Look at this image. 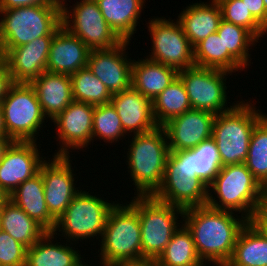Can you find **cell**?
Returning a JSON list of instances; mask_svg holds the SVG:
<instances>
[{"label": "cell", "instance_id": "1", "mask_svg": "<svg viewBox=\"0 0 267 266\" xmlns=\"http://www.w3.org/2000/svg\"><path fill=\"white\" fill-rule=\"evenodd\" d=\"M237 215L208 205L184 210L180 223L191 232L196 252L205 265L212 262L213 266H225L231 259L238 234L248 222Z\"/></svg>", "mask_w": 267, "mask_h": 266}, {"label": "cell", "instance_id": "2", "mask_svg": "<svg viewBox=\"0 0 267 266\" xmlns=\"http://www.w3.org/2000/svg\"><path fill=\"white\" fill-rule=\"evenodd\" d=\"M212 192L215 196L217 194V199ZM266 193L267 190L253 176L245 163L221 166L213 182L208 186L207 205L218 210L235 211L239 212L238 214L242 212L241 216L253 221Z\"/></svg>", "mask_w": 267, "mask_h": 266}, {"label": "cell", "instance_id": "3", "mask_svg": "<svg viewBox=\"0 0 267 266\" xmlns=\"http://www.w3.org/2000/svg\"><path fill=\"white\" fill-rule=\"evenodd\" d=\"M129 204L115 203L110 209L100 242V263L115 266L141 260V227L138 216V195Z\"/></svg>", "mask_w": 267, "mask_h": 266}, {"label": "cell", "instance_id": "4", "mask_svg": "<svg viewBox=\"0 0 267 266\" xmlns=\"http://www.w3.org/2000/svg\"><path fill=\"white\" fill-rule=\"evenodd\" d=\"M127 152L128 173L135 185L134 195H153L161 186L170 153L163 127L132 135Z\"/></svg>", "mask_w": 267, "mask_h": 266}, {"label": "cell", "instance_id": "5", "mask_svg": "<svg viewBox=\"0 0 267 266\" xmlns=\"http://www.w3.org/2000/svg\"><path fill=\"white\" fill-rule=\"evenodd\" d=\"M0 56L38 37L54 36L62 25V5L0 10Z\"/></svg>", "mask_w": 267, "mask_h": 266}, {"label": "cell", "instance_id": "6", "mask_svg": "<svg viewBox=\"0 0 267 266\" xmlns=\"http://www.w3.org/2000/svg\"><path fill=\"white\" fill-rule=\"evenodd\" d=\"M255 105L250 101H237L230 110L216 115L212 139L217 146L221 166L245 163L253 129L266 115Z\"/></svg>", "mask_w": 267, "mask_h": 266}, {"label": "cell", "instance_id": "7", "mask_svg": "<svg viewBox=\"0 0 267 266\" xmlns=\"http://www.w3.org/2000/svg\"><path fill=\"white\" fill-rule=\"evenodd\" d=\"M179 214L183 217L182 208L160 201L153 195H138L141 260H157L163 253L172 235L182 225L177 220Z\"/></svg>", "mask_w": 267, "mask_h": 266}, {"label": "cell", "instance_id": "8", "mask_svg": "<svg viewBox=\"0 0 267 266\" xmlns=\"http://www.w3.org/2000/svg\"><path fill=\"white\" fill-rule=\"evenodd\" d=\"M114 205V201L110 203L100 196L80 189L65 212L56 221L53 234L55 237H57L56 235L65 236L69 243L77 242L78 239L86 241L95 236L96 239H99L104 232L109 211Z\"/></svg>", "mask_w": 267, "mask_h": 266}, {"label": "cell", "instance_id": "9", "mask_svg": "<svg viewBox=\"0 0 267 266\" xmlns=\"http://www.w3.org/2000/svg\"><path fill=\"white\" fill-rule=\"evenodd\" d=\"M7 130L12 141L36 142L47 119L30 83H13L1 101ZM36 136V137H35Z\"/></svg>", "mask_w": 267, "mask_h": 266}, {"label": "cell", "instance_id": "10", "mask_svg": "<svg viewBox=\"0 0 267 266\" xmlns=\"http://www.w3.org/2000/svg\"><path fill=\"white\" fill-rule=\"evenodd\" d=\"M73 5H62V25L90 50L110 49L122 42L105 21L96 0Z\"/></svg>", "mask_w": 267, "mask_h": 266}, {"label": "cell", "instance_id": "11", "mask_svg": "<svg viewBox=\"0 0 267 266\" xmlns=\"http://www.w3.org/2000/svg\"><path fill=\"white\" fill-rule=\"evenodd\" d=\"M152 48L146 58L159 62L178 72L195 66L194 47L183 32L178 20L153 18L148 23Z\"/></svg>", "mask_w": 267, "mask_h": 266}, {"label": "cell", "instance_id": "12", "mask_svg": "<svg viewBox=\"0 0 267 266\" xmlns=\"http://www.w3.org/2000/svg\"><path fill=\"white\" fill-rule=\"evenodd\" d=\"M230 73L223 70L192 66L178 72L192 109L205 110L218 115L230 110L227 104L226 79ZM227 106V107H226Z\"/></svg>", "mask_w": 267, "mask_h": 266}, {"label": "cell", "instance_id": "13", "mask_svg": "<svg viewBox=\"0 0 267 266\" xmlns=\"http://www.w3.org/2000/svg\"><path fill=\"white\" fill-rule=\"evenodd\" d=\"M45 160L39 171L43 177L44 196L50 215L57 221L72 199L80 191L75 187L74 169L70 156H52Z\"/></svg>", "mask_w": 267, "mask_h": 266}, {"label": "cell", "instance_id": "14", "mask_svg": "<svg viewBox=\"0 0 267 266\" xmlns=\"http://www.w3.org/2000/svg\"><path fill=\"white\" fill-rule=\"evenodd\" d=\"M94 110V105L73 100L52 120L61 144L54 156H69L70 150H84L91 144Z\"/></svg>", "mask_w": 267, "mask_h": 266}, {"label": "cell", "instance_id": "15", "mask_svg": "<svg viewBox=\"0 0 267 266\" xmlns=\"http://www.w3.org/2000/svg\"><path fill=\"white\" fill-rule=\"evenodd\" d=\"M37 147V142L13 141L6 149L0 160V191L8 197L21 183L39 172L46 157Z\"/></svg>", "mask_w": 267, "mask_h": 266}, {"label": "cell", "instance_id": "16", "mask_svg": "<svg viewBox=\"0 0 267 266\" xmlns=\"http://www.w3.org/2000/svg\"><path fill=\"white\" fill-rule=\"evenodd\" d=\"M128 45L130 41H122L114 48L90 50L87 66L111 94L132 86L133 60L127 57Z\"/></svg>", "mask_w": 267, "mask_h": 266}, {"label": "cell", "instance_id": "17", "mask_svg": "<svg viewBox=\"0 0 267 266\" xmlns=\"http://www.w3.org/2000/svg\"><path fill=\"white\" fill-rule=\"evenodd\" d=\"M216 115L212 112L190 109L165 123L169 150L190 151L212 138Z\"/></svg>", "mask_w": 267, "mask_h": 266}, {"label": "cell", "instance_id": "18", "mask_svg": "<svg viewBox=\"0 0 267 266\" xmlns=\"http://www.w3.org/2000/svg\"><path fill=\"white\" fill-rule=\"evenodd\" d=\"M53 36L38 37L30 43L11 49L6 61L13 83H30L47 71Z\"/></svg>", "mask_w": 267, "mask_h": 266}, {"label": "cell", "instance_id": "19", "mask_svg": "<svg viewBox=\"0 0 267 266\" xmlns=\"http://www.w3.org/2000/svg\"><path fill=\"white\" fill-rule=\"evenodd\" d=\"M111 103L117 110L125 133L143 134L158 127L152 102L132 86L112 94Z\"/></svg>", "mask_w": 267, "mask_h": 266}, {"label": "cell", "instance_id": "20", "mask_svg": "<svg viewBox=\"0 0 267 266\" xmlns=\"http://www.w3.org/2000/svg\"><path fill=\"white\" fill-rule=\"evenodd\" d=\"M90 49L62 26L53 36L47 72L71 75L87 66Z\"/></svg>", "mask_w": 267, "mask_h": 266}, {"label": "cell", "instance_id": "21", "mask_svg": "<svg viewBox=\"0 0 267 266\" xmlns=\"http://www.w3.org/2000/svg\"><path fill=\"white\" fill-rule=\"evenodd\" d=\"M153 196L185 210L207 205L208 186L198 177L188 178L182 173H164L163 182Z\"/></svg>", "mask_w": 267, "mask_h": 266}, {"label": "cell", "instance_id": "22", "mask_svg": "<svg viewBox=\"0 0 267 266\" xmlns=\"http://www.w3.org/2000/svg\"><path fill=\"white\" fill-rule=\"evenodd\" d=\"M35 90L43 114L55 119L73 101L71 76L43 72L30 82Z\"/></svg>", "mask_w": 267, "mask_h": 266}, {"label": "cell", "instance_id": "23", "mask_svg": "<svg viewBox=\"0 0 267 266\" xmlns=\"http://www.w3.org/2000/svg\"><path fill=\"white\" fill-rule=\"evenodd\" d=\"M193 3L178 15V22L193 47L217 32L222 19L221 8L216 0Z\"/></svg>", "mask_w": 267, "mask_h": 266}, {"label": "cell", "instance_id": "24", "mask_svg": "<svg viewBox=\"0 0 267 266\" xmlns=\"http://www.w3.org/2000/svg\"><path fill=\"white\" fill-rule=\"evenodd\" d=\"M8 198L47 232H53L56 220L50 215L46 205L43 177L40 171L21 183Z\"/></svg>", "mask_w": 267, "mask_h": 266}, {"label": "cell", "instance_id": "25", "mask_svg": "<svg viewBox=\"0 0 267 266\" xmlns=\"http://www.w3.org/2000/svg\"><path fill=\"white\" fill-rule=\"evenodd\" d=\"M178 76V71L148 58L133 60L132 87L151 102Z\"/></svg>", "mask_w": 267, "mask_h": 266}, {"label": "cell", "instance_id": "26", "mask_svg": "<svg viewBox=\"0 0 267 266\" xmlns=\"http://www.w3.org/2000/svg\"><path fill=\"white\" fill-rule=\"evenodd\" d=\"M146 0H96L109 27L122 41H130Z\"/></svg>", "mask_w": 267, "mask_h": 266}, {"label": "cell", "instance_id": "27", "mask_svg": "<svg viewBox=\"0 0 267 266\" xmlns=\"http://www.w3.org/2000/svg\"><path fill=\"white\" fill-rule=\"evenodd\" d=\"M54 236L53 232H46L33 246L27 248L25 266H75L84 258L78 249L71 246L72 242L63 245L58 241L55 243Z\"/></svg>", "mask_w": 267, "mask_h": 266}, {"label": "cell", "instance_id": "28", "mask_svg": "<svg viewBox=\"0 0 267 266\" xmlns=\"http://www.w3.org/2000/svg\"><path fill=\"white\" fill-rule=\"evenodd\" d=\"M225 266H267V235L252 221L239 232L233 255Z\"/></svg>", "mask_w": 267, "mask_h": 266}, {"label": "cell", "instance_id": "29", "mask_svg": "<svg viewBox=\"0 0 267 266\" xmlns=\"http://www.w3.org/2000/svg\"><path fill=\"white\" fill-rule=\"evenodd\" d=\"M0 229L27 248L33 246L47 232L9 198L0 211Z\"/></svg>", "mask_w": 267, "mask_h": 266}, {"label": "cell", "instance_id": "30", "mask_svg": "<svg viewBox=\"0 0 267 266\" xmlns=\"http://www.w3.org/2000/svg\"><path fill=\"white\" fill-rule=\"evenodd\" d=\"M195 66L235 73L245 69L228 51L217 32L210 34L194 47Z\"/></svg>", "mask_w": 267, "mask_h": 266}, {"label": "cell", "instance_id": "31", "mask_svg": "<svg viewBox=\"0 0 267 266\" xmlns=\"http://www.w3.org/2000/svg\"><path fill=\"white\" fill-rule=\"evenodd\" d=\"M153 115L158 126L192 109L186 88L177 78L152 101Z\"/></svg>", "mask_w": 267, "mask_h": 266}, {"label": "cell", "instance_id": "32", "mask_svg": "<svg viewBox=\"0 0 267 266\" xmlns=\"http://www.w3.org/2000/svg\"><path fill=\"white\" fill-rule=\"evenodd\" d=\"M157 261L159 266H206L196 252L191 232L183 223Z\"/></svg>", "mask_w": 267, "mask_h": 266}, {"label": "cell", "instance_id": "33", "mask_svg": "<svg viewBox=\"0 0 267 266\" xmlns=\"http://www.w3.org/2000/svg\"><path fill=\"white\" fill-rule=\"evenodd\" d=\"M70 76L74 101L94 106L111 103L112 94L88 66L81 68Z\"/></svg>", "mask_w": 267, "mask_h": 266}, {"label": "cell", "instance_id": "34", "mask_svg": "<svg viewBox=\"0 0 267 266\" xmlns=\"http://www.w3.org/2000/svg\"><path fill=\"white\" fill-rule=\"evenodd\" d=\"M217 33L228 51L244 68L251 63L249 51L258 39L246 28L221 19Z\"/></svg>", "mask_w": 267, "mask_h": 266}, {"label": "cell", "instance_id": "35", "mask_svg": "<svg viewBox=\"0 0 267 266\" xmlns=\"http://www.w3.org/2000/svg\"><path fill=\"white\" fill-rule=\"evenodd\" d=\"M245 165L267 190V114L253 129Z\"/></svg>", "mask_w": 267, "mask_h": 266}, {"label": "cell", "instance_id": "36", "mask_svg": "<svg viewBox=\"0 0 267 266\" xmlns=\"http://www.w3.org/2000/svg\"><path fill=\"white\" fill-rule=\"evenodd\" d=\"M125 134L121 119L112 103L95 106L92 143L94 142L93 139L103 140L105 143H117L122 139L121 137H126Z\"/></svg>", "mask_w": 267, "mask_h": 266}, {"label": "cell", "instance_id": "37", "mask_svg": "<svg viewBox=\"0 0 267 266\" xmlns=\"http://www.w3.org/2000/svg\"><path fill=\"white\" fill-rule=\"evenodd\" d=\"M196 177L209 186L221 168L215 141L210 138L192 150Z\"/></svg>", "mask_w": 267, "mask_h": 266}, {"label": "cell", "instance_id": "38", "mask_svg": "<svg viewBox=\"0 0 267 266\" xmlns=\"http://www.w3.org/2000/svg\"><path fill=\"white\" fill-rule=\"evenodd\" d=\"M216 1L221 8L223 20L246 28L260 41L261 37L267 34V29L250 13L241 0Z\"/></svg>", "mask_w": 267, "mask_h": 266}, {"label": "cell", "instance_id": "39", "mask_svg": "<svg viewBox=\"0 0 267 266\" xmlns=\"http://www.w3.org/2000/svg\"><path fill=\"white\" fill-rule=\"evenodd\" d=\"M27 247L0 229V266H25Z\"/></svg>", "mask_w": 267, "mask_h": 266}, {"label": "cell", "instance_id": "40", "mask_svg": "<svg viewBox=\"0 0 267 266\" xmlns=\"http://www.w3.org/2000/svg\"><path fill=\"white\" fill-rule=\"evenodd\" d=\"M165 173H182L188 178L196 177L192 150L170 151L166 161Z\"/></svg>", "mask_w": 267, "mask_h": 266}, {"label": "cell", "instance_id": "41", "mask_svg": "<svg viewBox=\"0 0 267 266\" xmlns=\"http://www.w3.org/2000/svg\"><path fill=\"white\" fill-rule=\"evenodd\" d=\"M34 5H60L54 0H0V10H8Z\"/></svg>", "mask_w": 267, "mask_h": 266}, {"label": "cell", "instance_id": "42", "mask_svg": "<svg viewBox=\"0 0 267 266\" xmlns=\"http://www.w3.org/2000/svg\"><path fill=\"white\" fill-rule=\"evenodd\" d=\"M250 13L267 29V13L263 0H241Z\"/></svg>", "mask_w": 267, "mask_h": 266}, {"label": "cell", "instance_id": "43", "mask_svg": "<svg viewBox=\"0 0 267 266\" xmlns=\"http://www.w3.org/2000/svg\"><path fill=\"white\" fill-rule=\"evenodd\" d=\"M13 84L6 61L0 58V103L7 95L9 87Z\"/></svg>", "mask_w": 267, "mask_h": 266}, {"label": "cell", "instance_id": "44", "mask_svg": "<svg viewBox=\"0 0 267 266\" xmlns=\"http://www.w3.org/2000/svg\"><path fill=\"white\" fill-rule=\"evenodd\" d=\"M264 234L267 235V193L257 208L255 217L252 221Z\"/></svg>", "mask_w": 267, "mask_h": 266}, {"label": "cell", "instance_id": "45", "mask_svg": "<svg viewBox=\"0 0 267 266\" xmlns=\"http://www.w3.org/2000/svg\"><path fill=\"white\" fill-rule=\"evenodd\" d=\"M115 266H159V263L155 259H142L139 261H128L119 263Z\"/></svg>", "mask_w": 267, "mask_h": 266}, {"label": "cell", "instance_id": "46", "mask_svg": "<svg viewBox=\"0 0 267 266\" xmlns=\"http://www.w3.org/2000/svg\"><path fill=\"white\" fill-rule=\"evenodd\" d=\"M12 142L13 141L9 137H0V160Z\"/></svg>", "mask_w": 267, "mask_h": 266}, {"label": "cell", "instance_id": "47", "mask_svg": "<svg viewBox=\"0 0 267 266\" xmlns=\"http://www.w3.org/2000/svg\"><path fill=\"white\" fill-rule=\"evenodd\" d=\"M0 137H7V130L4 119V111L2 104L0 103Z\"/></svg>", "mask_w": 267, "mask_h": 266}, {"label": "cell", "instance_id": "48", "mask_svg": "<svg viewBox=\"0 0 267 266\" xmlns=\"http://www.w3.org/2000/svg\"><path fill=\"white\" fill-rule=\"evenodd\" d=\"M8 199V196L3 193L2 191H0V211H1V208L3 206V203Z\"/></svg>", "mask_w": 267, "mask_h": 266}, {"label": "cell", "instance_id": "49", "mask_svg": "<svg viewBox=\"0 0 267 266\" xmlns=\"http://www.w3.org/2000/svg\"><path fill=\"white\" fill-rule=\"evenodd\" d=\"M83 260V262H82ZM80 262H78L75 266H91L92 263L90 265L86 264V262H84V259H82Z\"/></svg>", "mask_w": 267, "mask_h": 266}, {"label": "cell", "instance_id": "50", "mask_svg": "<svg viewBox=\"0 0 267 266\" xmlns=\"http://www.w3.org/2000/svg\"><path fill=\"white\" fill-rule=\"evenodd\" d=\"M66 1L67 0H54V2H56V3L60 4V5L66 4L65 3Z\"/></svg>", "mask_w": 267, "mask_h": 266}, {"label": "cell", "instance_id": "51", "mask_svg": "<svg viewBox=\"0 0 267 266\" xmlns=\"http://www.w3.org/2000/svg\"><path fill=\"white\" fill-rule=\"evenodd\" d=\"M263 2H264L265 10H266V13H267V0H263Z\"/></svg>", "mask_w": 267, "mask_h": 266}]
</instances>
